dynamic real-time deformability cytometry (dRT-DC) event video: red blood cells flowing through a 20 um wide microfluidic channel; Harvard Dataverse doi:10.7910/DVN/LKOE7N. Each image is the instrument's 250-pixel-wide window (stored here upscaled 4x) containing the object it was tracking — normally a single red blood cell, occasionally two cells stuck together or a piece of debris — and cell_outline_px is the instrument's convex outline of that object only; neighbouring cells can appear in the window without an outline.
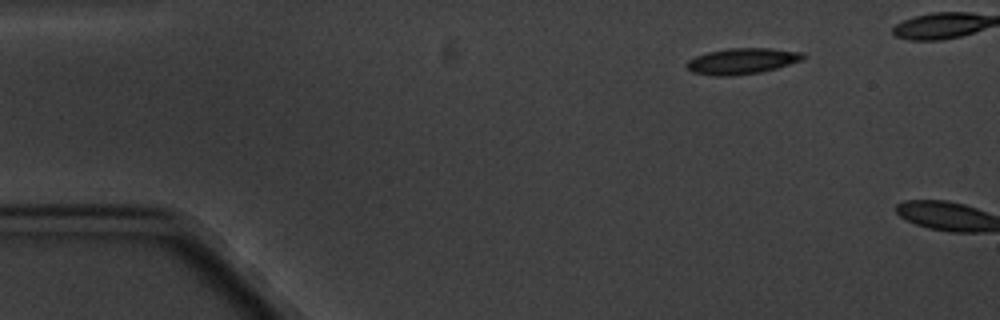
{"species": "common noctule bat (a hibernating species)", "species_latin": "Nyctalus noctula", "temperature_condition": "cold", "stored_images_in_passage": 3, "camera_frame_rate_fps": 3000, "um_per_image_px": 0.085, "animal": {"sex": "male", "body_mass_g": 20.1, "forearm_length_mm": 53.5}, "frame": {"image": 1, "passage_image": 3, "time_ms": 2.333, "image_size_px": [1000, 320], "cell_outline_px": [[804, 60], [776, 68], [760, 72], [732, 76], [716, 76], [692, 72], [684, 64], [688, 60], [696, 56], [708, 52], [732, 48], [772, 48], [804, 52]], "centroid_in_image_um": [63.09, 5.19], "position_along_channel_um": 21.9, "area_um2": 17.63}}